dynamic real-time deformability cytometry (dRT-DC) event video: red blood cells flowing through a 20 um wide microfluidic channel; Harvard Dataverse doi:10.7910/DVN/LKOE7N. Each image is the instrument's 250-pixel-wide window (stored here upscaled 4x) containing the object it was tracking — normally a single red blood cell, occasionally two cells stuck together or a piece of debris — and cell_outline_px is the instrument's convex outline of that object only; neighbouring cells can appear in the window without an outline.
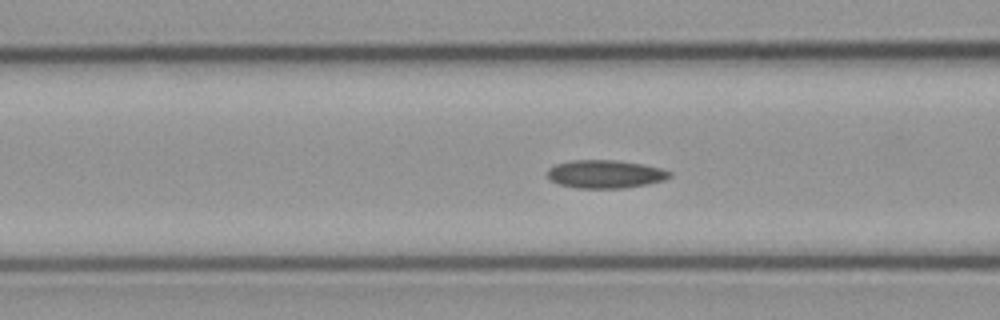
{"species": "common noctule bat (a hibernating species)", "species_latin": "Nyctalus noctula", "temperature_condition": "cold", "stored_images_in_passage": 26, "camera_frame_rate_fps": 3000, "um_per_image_px": 0.085, "animal": {"sex": "male", "body_mass_g": 23.1, "forearm_length_mm": 52.7}, "frame": {"image": 1, "passage_image": 10, "time_ms": 3.0, "image_size_px": [1000, 320], "cell_outline_px": [[672, 176], [664, 180], [648, 184], [624, 188], [576, 188], [560, 184], [548, 180], [548, 168], [556, 164], [572, 160], [612, 160], [644, 164], [660, 168], [672, 172]], "centroid_in_image_um": [51.45, 14.8], "position_along_channel_um": 115.2, "area_um2": 20.11}}
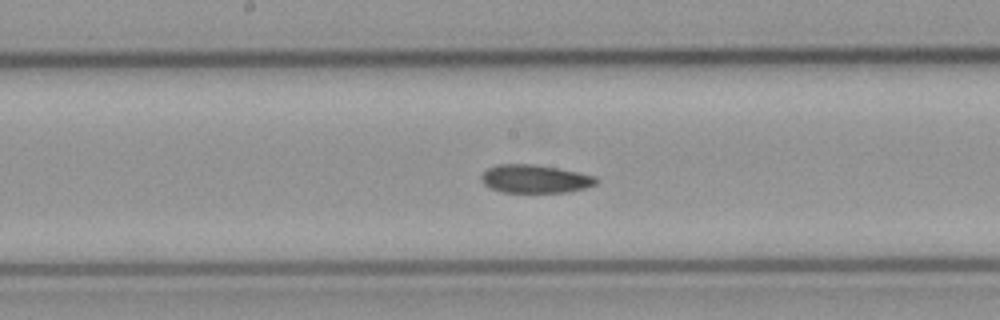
{"frame": {"image": 2, "passage_image": 17, "time_ms": 5.333, "image_size_px": [1000, 320], "cell_outline_px": [[596, 184], [584, 188], [568, 192], [500, 192], [488, 188], [480, 180], [480, 176], [488, 168], [496, 164], [532, 164], [556, 168], [596, 176]], "centroid_in_image_um": [45.41, 15.21], "position_along_channel_um": 202.8, "area_um2": 18.84}}
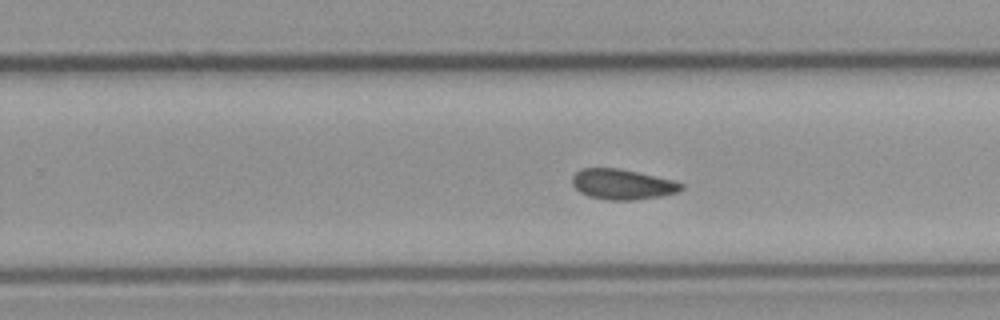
{"frame": {"image": 3, "passage_image": 23, "time_ms": 7.333, "image_size_px": [1000, 320], "cell_outline_px": [[684, 188], [680, 192], [660, 196], [636, 200], [608, 200], [588, 196], [580, 192], [572, 184], [572, 176], [580, 168], [620, 168], [672, 180], [684, 184]], "centroid_in_image_um": [52.9, 15.67], "position_along_channel_um": 276.9, "area_um2": 19.36}}